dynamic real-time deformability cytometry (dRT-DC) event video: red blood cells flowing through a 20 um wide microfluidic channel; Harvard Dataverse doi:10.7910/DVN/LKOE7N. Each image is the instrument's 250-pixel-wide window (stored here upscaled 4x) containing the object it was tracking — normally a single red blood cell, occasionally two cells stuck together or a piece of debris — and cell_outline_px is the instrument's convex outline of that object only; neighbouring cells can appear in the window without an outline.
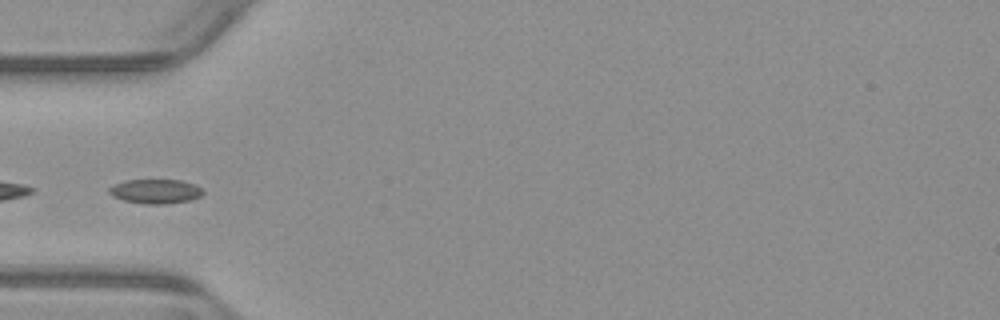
{"species": "common noctule bat (a hibernating species)", "species_latin": "Nyctalus noctula", "temperature_condition": "warm", "stored_images_in_passage": 37, "camera_frame_rate_fps": 3000, "um_per_image_px": 0.085, "animal": {"sex": "male", "body_mass_g": 23.1, "forearm_length_mm": 52.7}, "frame": {"image": 1, "passage_image": 1, "time_ms": 0.0, "image_size_px": [1000, 320], "cell_outline_px": [[204, 192], [200, 196], [192, 200], [164, 204], [144, 204], [124, 200], [112, 196], [108, 192], [108, 188], [112, 184], [128, 180], [180, 180], [192, 184], [200, 188]], "centroid_in_image_um": [13.17, 16.27], "position_along_channel_um": 71.8, "area_um2": 13.29}}